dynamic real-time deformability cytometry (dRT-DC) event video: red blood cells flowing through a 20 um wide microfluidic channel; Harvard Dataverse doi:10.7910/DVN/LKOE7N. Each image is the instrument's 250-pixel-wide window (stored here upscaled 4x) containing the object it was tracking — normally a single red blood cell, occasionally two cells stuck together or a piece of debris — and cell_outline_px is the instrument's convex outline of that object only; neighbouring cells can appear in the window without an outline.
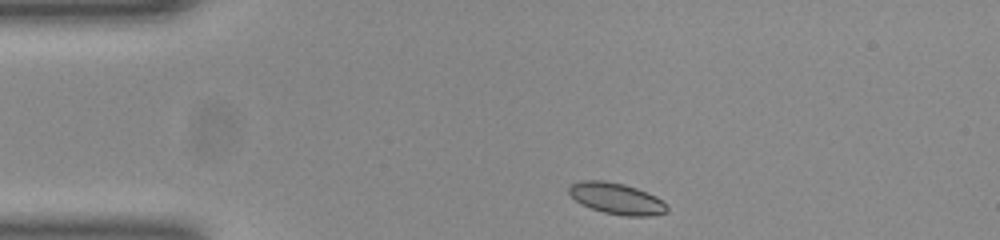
{"species": "common noctule bat (a hibernating species)", "species_latin": "Nyctalus noctula", "temperature_condition": "room temperature", "stored_images_in_passage": 43, "camera_frame_rate_fps": 3000, "um_per_image_px": 0.085, "animal": {"sex": "female", "body_mass_g": 23.0, "forearm_length_mm": 53.4}, "frame": {"image": 1, "passage_image": 1, "time_ms": 0.0, "image_size_px": [1000, 240], "cell_outline_px": [[668, 212], [648, 216], [624, 216], [604, 212], [592, 208], [576, 200], [568, 192], [568, 188], [572, 184], [580, 180], [604, 180], [624, 184], [636, 188], [656, 196], [668, 208]], "centroid_in_image_um": [52.4, 16.87], "position_along_channel_um": 32.6, "area_um2": 17.63}}
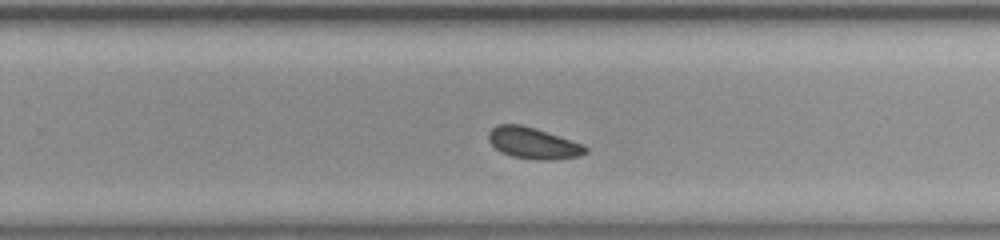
{"frame": {"image": 2, "passage_image": 24, "time_ms": 7.667, "image_size_px": [1000, 240], "cell_outline_px": [[588, 152], [580, 156], [552, 160], [536, 160], [512, 156], [500, 152], [488, 140], [488, 132], [496, 124], [520, 124], [536, 128], [584, 144], [588, 148]], "centroid_in_image_um": [45.33, 12.16], "position_along_channel_um": 284.5, "area_um2": 17.92}}
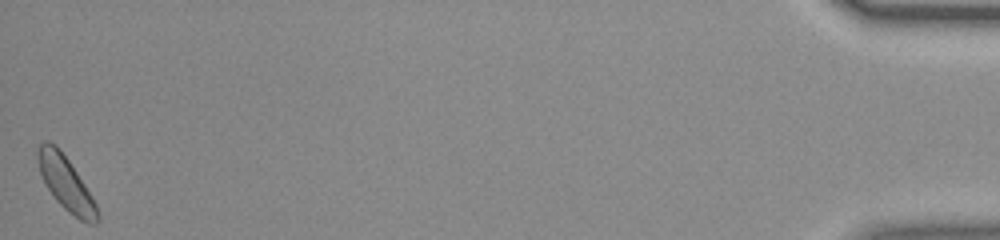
{"frame": {"image": 3, "passage_image": 43, "time_ms": 14.0, "image_size_px": [1000, 240], "cell_outline_px": [[100, 220], [96, 224], [88, 224], [80, 220], [68, 212], [56, 200], [44, 184], [36, 160], [36, 148], [44, 140], [48, 140], [56, 144], [60, 148], [92, 196], [96, 204], [100, 216]], "centroid_in_image_um": [5.58, 15.57], "position_along_channel_um": 429.6, "area_um2": 18.96}, "authors_computed_cell_mechanics": {"area_um2": 17.8602, "velocity_mm_per_s": 3.8711, "shape_relaxation_time_tau1_ms": 3.4318, "shape_relaxation_time_tau2_ms": 5.1188, "deformation_change_tau1": 0.0607, "deformation_change_tau2": 0.0931}}